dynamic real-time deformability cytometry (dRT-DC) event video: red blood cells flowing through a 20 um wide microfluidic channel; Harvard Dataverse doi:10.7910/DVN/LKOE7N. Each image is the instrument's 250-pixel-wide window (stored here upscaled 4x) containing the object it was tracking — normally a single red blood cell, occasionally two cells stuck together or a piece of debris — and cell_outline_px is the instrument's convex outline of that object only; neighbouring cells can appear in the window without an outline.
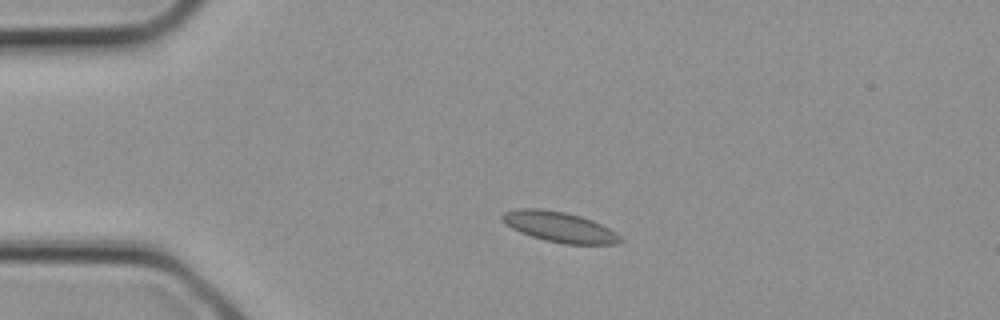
{"species": "common noctule bat (a hibernating species)", "species_latin": "Nyctalus noctula", "temperature_condition": "cold", "stored_images_in_passage": 2, "camera_frame_rate_fps": 3000, "um_per_image_px": 0.085, "animal": {"sex": "female", "body_mass_g": 21.9}, "frame": {"image": 1, "passage_image": 1, "time_ms": 0.0, "image_size_px": [1000, 320], "cell_outline_px": [[624, 240], [616, 244], [564, 244], [544, 240], [520, 232], [504, 224], [500, 220], [500, 216], [504, 212], [516, 208], [544, 208], [564, 212], [580, 216], [592, 220], [616, 232]], "centroid_in_image_um": [47.51, 19.28], "position_along_channel_um": 37.5, "area_um2": 21.04}}
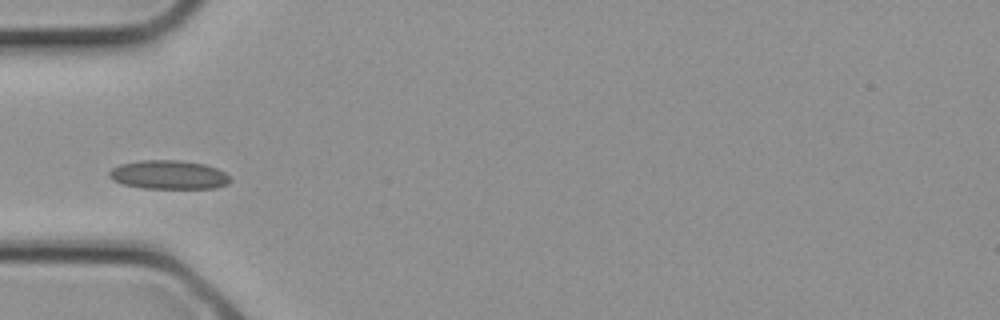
{"frame": {"image": 2, "passage_image": 2, "time_ms": 0.333, "image_size_px": [1000, 320], "cell_outline_px": [[232, 180], [228, 184], [216, 188], [144, 188], [120, 184], [112, 180], [108, 176], [108, 172], [112, 168], [120, 164], [140, 160], [180, 160], [204, 164], [216, 168], [224, 172]], "centroid_in_image_um": [14.31, 14.86], "position_along_channel_um": 70.7, "area_um2": 20.46}}